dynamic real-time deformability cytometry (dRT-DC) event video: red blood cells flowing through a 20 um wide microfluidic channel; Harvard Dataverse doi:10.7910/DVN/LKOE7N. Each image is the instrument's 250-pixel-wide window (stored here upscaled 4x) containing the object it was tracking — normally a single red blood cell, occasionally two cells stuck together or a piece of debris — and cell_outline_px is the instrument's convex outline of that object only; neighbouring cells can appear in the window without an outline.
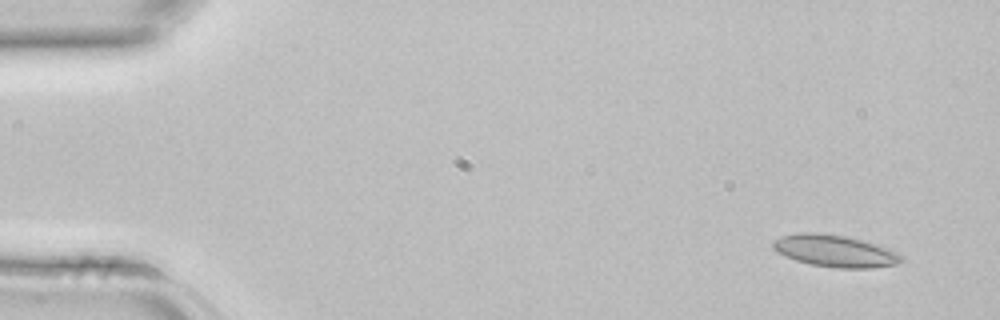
{"species": "common noctule bat (a hibernating species)", "species_latin": "Nyctalus noctula", "temperature_condition": "room temperature", "stored_images_in_passage": 3, "camera_frame_rate_fps": 3000, "um_per_image_px": 0.085, "animal": {"sex": "female", "body_mass_g": 22.7, "forearm_length_mm": 54.2}, "frame": {"image": 1, "passage_image": 1, "time_ms": 0.0, "image_size_px": [1000, 320], "cell_outline_px": [[904, 260], [900, 264], [872, 268], [836, 268], [812, 264], [796, 260], [776, 252], [772, 248], [772, 244], [776, 240], [784, 236], [800, 232], [820, 232], [844, 236], [860, 240], [888, 248], [904, 256]], "centroid_in_image_um": [71.01, 21.34], "position_along_channel_um": 14.0, "area_um2": 23.81}}
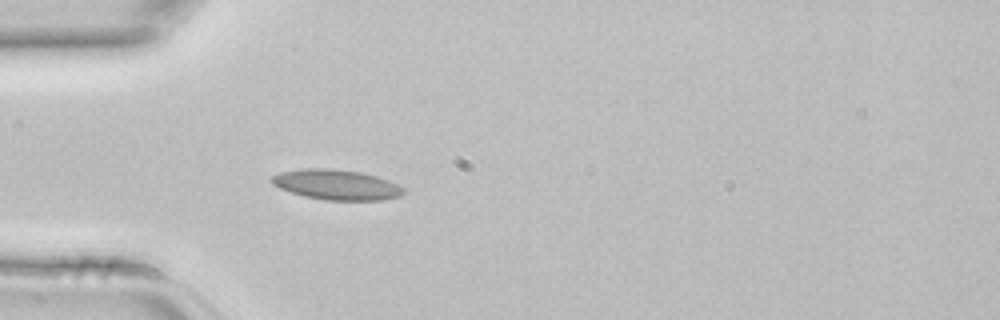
{"frame": {"image": 2, "passage_image": 3, "time_ms": 0.667, "image_size_px": [1000, 320], "cell_outline_px": [[404, 192], [400, 196], [384, 200], [324, 200], [304, 196], [280, 188], [272, 184], [268, 180], [272, 176], [280, 172], [304, 168], [328, 168], [360, 172], [376, 176], [388, 180], [404, 188]], "centroid_in_image_um": [28.58, 15.7], "position_along_channel_um": 56.4, "area_um2": 23.18}}